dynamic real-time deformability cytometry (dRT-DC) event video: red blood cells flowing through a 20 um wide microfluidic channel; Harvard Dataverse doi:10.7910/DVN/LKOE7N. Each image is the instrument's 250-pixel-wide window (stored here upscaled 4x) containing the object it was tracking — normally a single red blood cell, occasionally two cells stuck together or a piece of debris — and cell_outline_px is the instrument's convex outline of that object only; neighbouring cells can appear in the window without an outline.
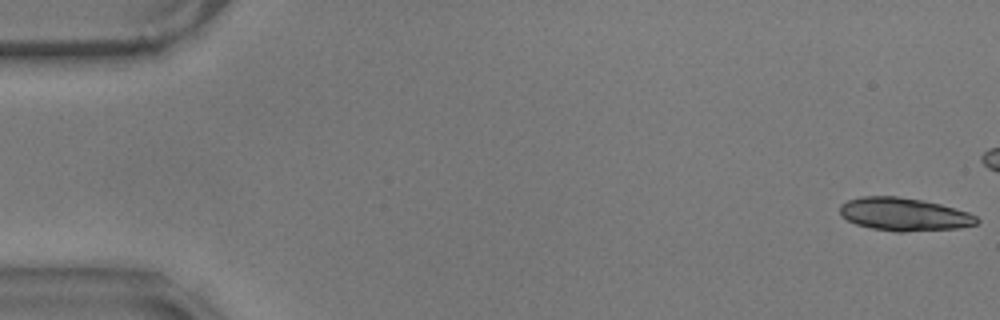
{"species": "common noctule bat (a hibernating species)", "species_latin": "Nyctalus noctula", "temperature_condition": "warm", "stored_images_in_passage": 29, "camera_frame_rate_fps": 3000, "um_per_image_px": 0.085, "animal": {"sex": "male", "body_mass_g": 17.9}, "frame": {"image": 1, "passage_image": 1, "time_ms": 0.0, "image_size_px": [1000, 320], "cell_outline_px": [[980, 220], [976, 224], [960, 228], [904, 232], [896, 232], [872, 228], [856, 224], [848, 220], [840, 212], [840, 204], [848, 200], [860, 196], [896, 196], [920, 200], [940, 204], [968, 212], [976, 216]], "centroid_in_image_um": [76.86, 18.22], "position_along_channel_um": 8.1, "area_um2": 26.24}}